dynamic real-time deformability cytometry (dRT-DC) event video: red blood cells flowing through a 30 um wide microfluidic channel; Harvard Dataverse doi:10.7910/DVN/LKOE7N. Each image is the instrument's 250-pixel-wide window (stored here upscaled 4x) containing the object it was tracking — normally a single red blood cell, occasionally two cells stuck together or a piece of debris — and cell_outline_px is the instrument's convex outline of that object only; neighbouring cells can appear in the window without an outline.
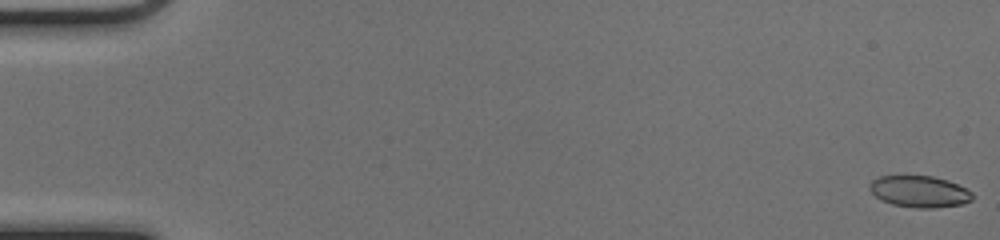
{"species": "common noctule bat (a hibernating species)", "species_latin": "Nyctalus noctula", "temperature_condition": "cold", "stored_images_in_passage": 51, "camera_frame_rate_fps": 3000, "um_per_image_px": 0.085, "animal": {"sex": "female", "body_mass_g": 17.0, "forearm_length_mm": 48.0}, "frame": {"image": 1, "passage_image": 1, "time_ms": 0.0, "image_size_px": [1000, 240], "cell_outline_px": [[972, 200], [964, 204], [932, 208], [916, 208], [892, 204], [876, 196], [868, 188], [868, 184], [872, 180], [880, 176], [932, 176], [948, 180], [972, 192]], "centroid_in_image_um": [78.15, 16.28], "position_along_channel_um": 6.8, "area_um2": 18.79}}
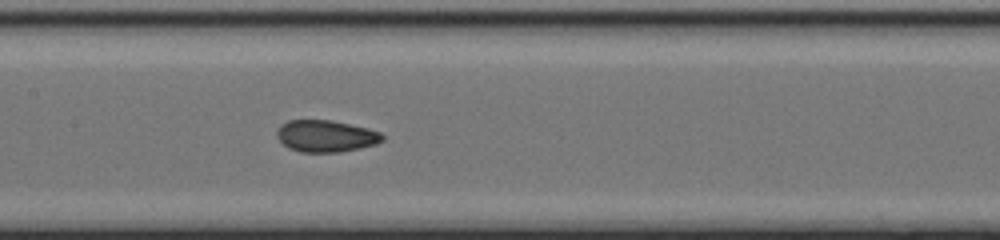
{"frame": {"image": 2, "passage_image": 26, "time_ms": 8.333, "image_size_px": [1000, 240], "cell_outline_px": [[384, 140], [376, 144], [360, 148], [340, 152], [300, 152], [288, 148], [276, 136], [276, 128], [280, 124], [288, 120], [332, 120], [368, 128], [380, 132], [384, 136]], "centroid_in_image_um": [27.68, 11.56], "position_along_channel_um": 179.7, "area_um2": 19.77}}
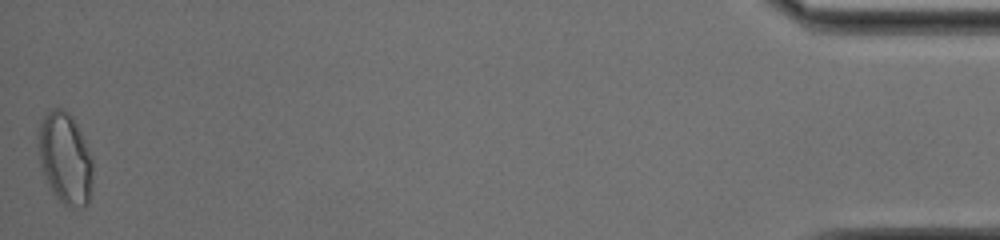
{"frame": {"image": 3, "passage_image": 51, "time_ms": 16.667, "image_size_px": [1000, 240], "cell_outline_px": [[92, 188], [88, 204], [84, 208], [80, 208], [64, 204], [56, 196], [48, 184], [40, 164], [36, 136], [40, 120], [48, 112], [56, 108], [60, 108], [68, 112], [72, 116], [92, 156]], "centroid_in_image_um": [5.53, 13.46], "position_along_channel_um": 429.7, "area_um2": 29.19}, "authors_computed_cell_mechanics": {"area_um2": 19.5942, "velocity_mm_per_s": 4.1337, "shape_relaxation_time_tau1_ms": null, "shape_relaxation_time_tau2_ms": 0.8718, "deformation_change_tau1": null, "deformation_change_tau2": 0.0537}}